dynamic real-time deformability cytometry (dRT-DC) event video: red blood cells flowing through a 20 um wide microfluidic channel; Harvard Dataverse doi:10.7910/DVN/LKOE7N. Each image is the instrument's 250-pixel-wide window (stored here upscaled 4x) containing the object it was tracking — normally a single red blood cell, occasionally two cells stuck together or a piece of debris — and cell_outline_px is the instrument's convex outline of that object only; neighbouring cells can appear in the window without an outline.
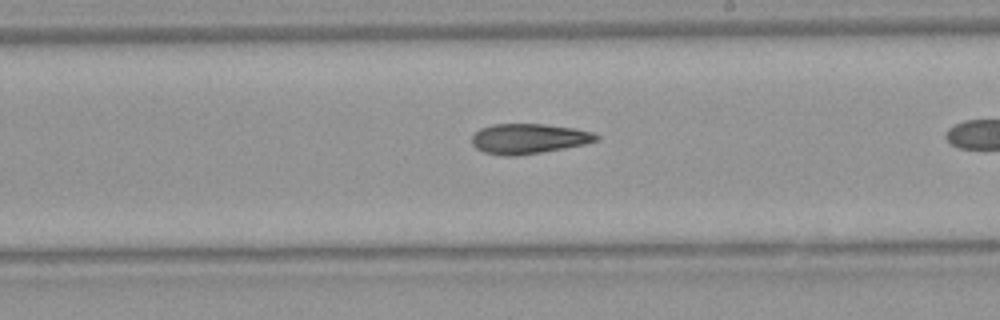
{"species": "Egyptian fruit bat (a non-hibernating species)", "species_latin": "Rousettus aegyptiacus", "temperature_condition": "warm", "stored_images_in_passage": 25, "camera_frame_rate_fps": 3000, "um_per_image_px": 0.085, "animal": {"sex": "female"}, "frame": {"image": 1, "passage_image": 15, "time_ms": 4.667, "image_size_px": [1000, 320], "cell_outline_px": [[600, 140], [584, 144], [564, 148], [516, 156], [504, 156], [484, 152], [476, 148], [472, 144], [472, 136], [480, 128], [492, 124], [544, 124], [572, 128], [592, 132], [600, 136]], "centroid_in_image_um": [44.92, 11.79], "position_along_channel_um": 244.1, "area_um2": 21.73}}
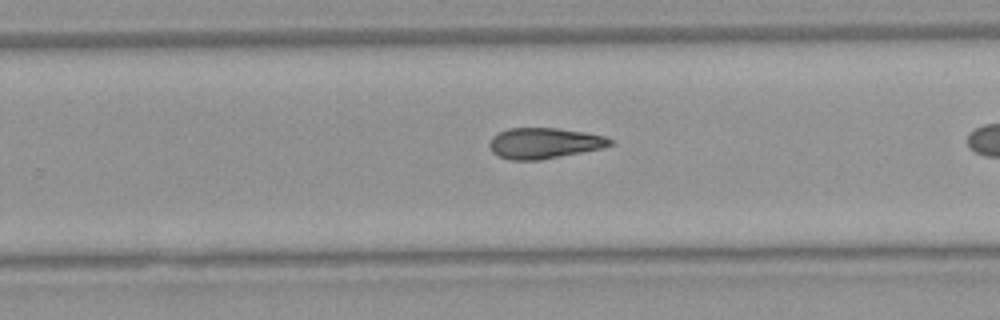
{"frame": {"image": 2, "passage_image": 18, "time_ms": 5.667, "image_size_px": [1000, 320], "cell_outline_px": [[612, 144], [604, 148], [540, 160], [512, 160], [496, 156], [492, 152], [488, 144], [492, 136], [508, 128], [556, 128], [584, 132], [604, 136], [612, 140]], "centroid_in_image_um": [46.23, 12.18], "position_along_channel_um": 283.6, "area_um2": 21.68}}